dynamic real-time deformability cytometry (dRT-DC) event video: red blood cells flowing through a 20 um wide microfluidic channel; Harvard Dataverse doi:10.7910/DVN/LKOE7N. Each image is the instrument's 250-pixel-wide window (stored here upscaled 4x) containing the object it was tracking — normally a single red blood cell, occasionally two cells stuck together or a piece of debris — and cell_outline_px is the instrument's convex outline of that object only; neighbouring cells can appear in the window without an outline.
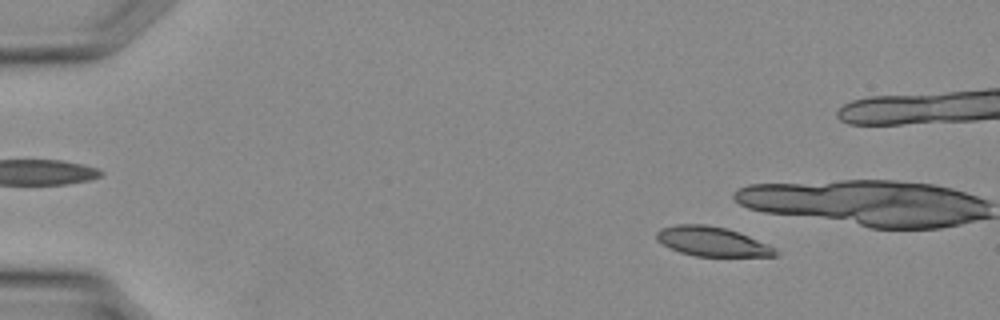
{"species": "Egyptian fruit bat (a non-hibernating species)", "species_latin": "Rousettus aegyptiacus", "temperature_condition": "warm", "stored_images_in_passage": 11, "camera_frame_rate_fps": 3000, "um_per_image_px": 0.085, "animal": {"sex": "female"}, "frame": {"image": 1, "passage_image": 5, "time_ms": 1.333, "image_size_px": [1000, 320], "cell_outline_px": [[780, 252], [776, 256], [696, 256], [680, 252], [668, 248], [656, 240], [656, 232], [660, 228], [676, 224], [704, 224], [728, 228], [748, 236], [776, 248]], "centroid_in_image_um": [60.5, 20.52], "position_along_channel_um": 24.5, "area_um2": 20.52}}